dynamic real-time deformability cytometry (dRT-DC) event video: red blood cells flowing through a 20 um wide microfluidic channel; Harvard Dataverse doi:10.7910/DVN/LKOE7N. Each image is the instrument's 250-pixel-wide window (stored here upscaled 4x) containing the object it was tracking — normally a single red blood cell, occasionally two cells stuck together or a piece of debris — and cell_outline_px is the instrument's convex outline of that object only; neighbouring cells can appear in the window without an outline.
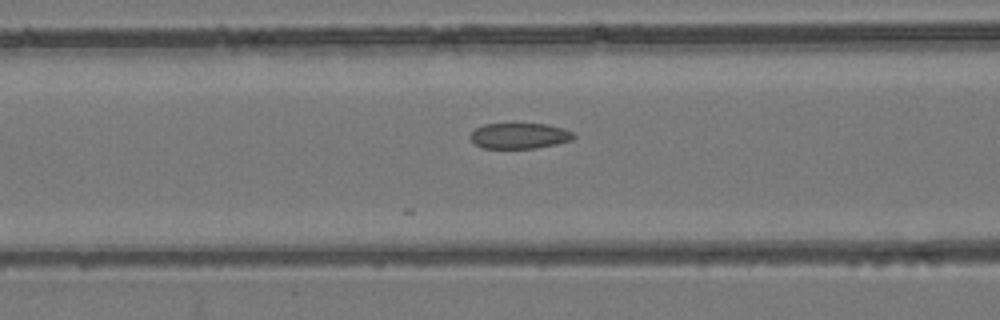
{"species": "common noctule bat (a hibernating species)", "species_latin": "Nyctalus noctula", "temperature_condition": "room temperature", "stored_images_in_passage": 35, "camera_frame_rate_fps": 3000, "um_per_image_px": 0.085, "animal": {"sex": "female", "body_mass_g": 24.6, "forearm_length_mm": 56.2}, "frame": {"image": 1, "passage_image": 23, "time_ms": 7.333, "image_size_px": [1000, 320], "cell_outline_px": [[576, 136], [572, 140], [556, 144], [536, 148], [480, 148], [468, 136], [476, 128], [484, 124], [548, 124], [564, 128], [572, 132]], "centroid_in_image_um": [44.16, 11.54], "position_along_channel_um": 122.4, "area_um2": 15.49}}
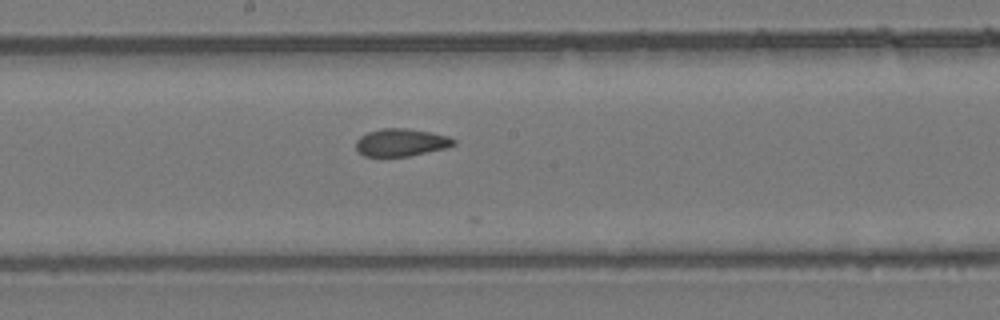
{"frame": {"image": 2, "passage_image": 30, "time_ms": 9.667, "image_size_px": [1000, 320], "cell_outline_px": [[456, 144], [444, 148], [408, 156], [364, 156], [356, 148], [356, 140], [360, 136], [368, 132], [380, 128], [408, 128], [448, 136], [456, 140]], "centroid_in_image_um": [34.07, 12.1], "position_along_channel_um": 214.1, "area_um2": 15.55}}
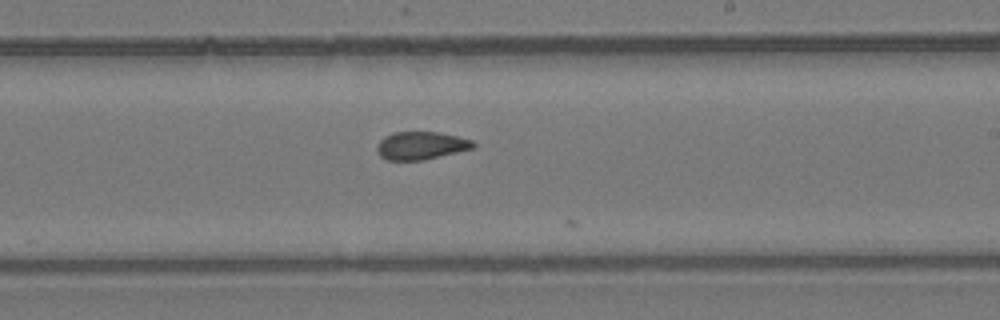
{"frame": {"image": 3, "passage_image": 33, "time_ms": 10.667, "image_size_px": [1000, 320], "cell_outline_px": [[476, 148], [424, 160], [388, 160], [380, 156], [376, 148], [380, 140], [384, 136], [392, 132], [440, 132], [472, 140], [476, 144]], "centroid_in_image_um": [35.81, 12.37], "position_along_channel_um": 253.2, "area_um2": 15.78}}